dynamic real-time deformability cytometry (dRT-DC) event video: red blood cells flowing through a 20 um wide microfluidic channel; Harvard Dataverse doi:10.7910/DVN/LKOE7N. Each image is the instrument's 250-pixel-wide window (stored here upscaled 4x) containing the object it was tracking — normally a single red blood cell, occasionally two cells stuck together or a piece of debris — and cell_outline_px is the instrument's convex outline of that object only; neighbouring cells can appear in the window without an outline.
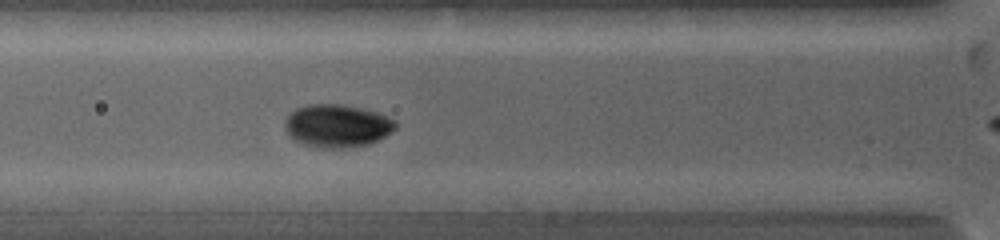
{"species": "common noctule bat (a hibernating species)", "species_latin": "Nyctalus noctula", "temperature_condition": "warm", "stored_images_in_passage": 18, "camera_frame_rate_fps": 5000, "um_per_image_px": 0.085, "animal": {"sex": "female", "body_mass_g": 19.0, "forearm_length_mm": 53.3}, "frame": {"image": 1, "passage_image": 13, "time_ms": 3.6, "image_size_px": [1000, 240], "cell_outline_px": [[396, 128], [392, 132], [368, 144], [340, 148], [328, 148], [304, 144], [296, 140], [284, 128], [284, 120], [296, 108], [308, 104], [340, 104], [364, 108], [376, 112], [396, 120]], "centroid_in_image_um": [28.67, 10.67], "position_along_channel_um": 97.1, "area_um2": 27.4}}
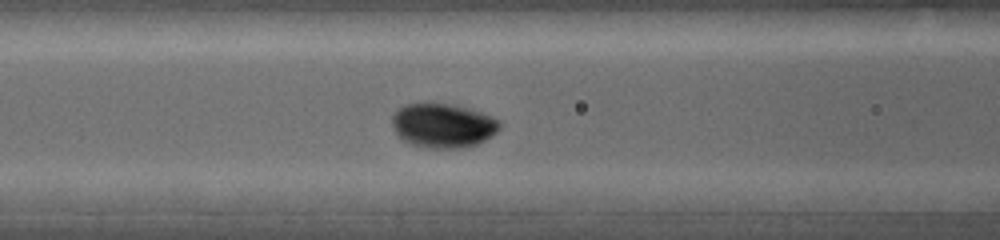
{"frame": {"image": 2, "passage_image": 16, "time_ms": 4.4, "image_size_px": [1000, 240], "cell_outline_px": [[500, 128], [492, 136], [476, 144], [460, 148], [428, 148], [408, 144], [400, 140], [392, 124], [392, 116], [404, 104], [456, 104], [492, 116], [500, 120]], "centroid_in_image_um": [37.65, 10.68], "position_along_channel_um": 129.0, "area_um2": 27.8}}